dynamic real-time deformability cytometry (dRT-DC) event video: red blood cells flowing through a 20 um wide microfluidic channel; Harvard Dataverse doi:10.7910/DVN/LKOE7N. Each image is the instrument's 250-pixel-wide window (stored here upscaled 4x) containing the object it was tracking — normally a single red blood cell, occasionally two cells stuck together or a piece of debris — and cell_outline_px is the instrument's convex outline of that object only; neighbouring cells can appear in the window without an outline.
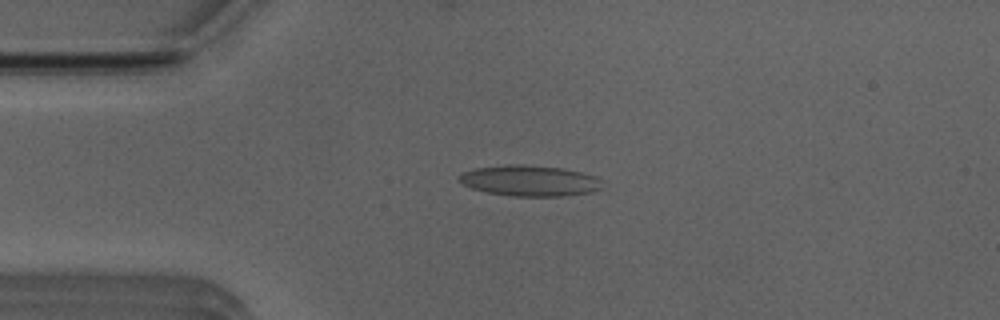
{"species": "Egyptian fruit bat (a non-hibernating species)", "species_latin": "Rousettus aegyptiacus", "temperature_condition": "room temperature", "stored_images_in_passage": 50, "camera_frame_rate_fps": 3000, "um_per_image_px": 0.085, "animal": {"sex": "male"}, "frame": {"image": 1, "passage_image": 10, "time_ms": 3.0, "image_size_px": [1000, 320], "cell_outline_px": [[604, 188], [592, 192], [564, 196], [512, 196], [488, 192], [472, 188], [456, 180], [456, 176], [464, 172], [476, 168], [508, 164], [524, 164], [564, 168], [584, 172], [596, 176], [604, 180]], "centroid_in_image_um": [45.1, 15.35], "position_along_channel_um": 39.9, "area_um2": 26.18}}
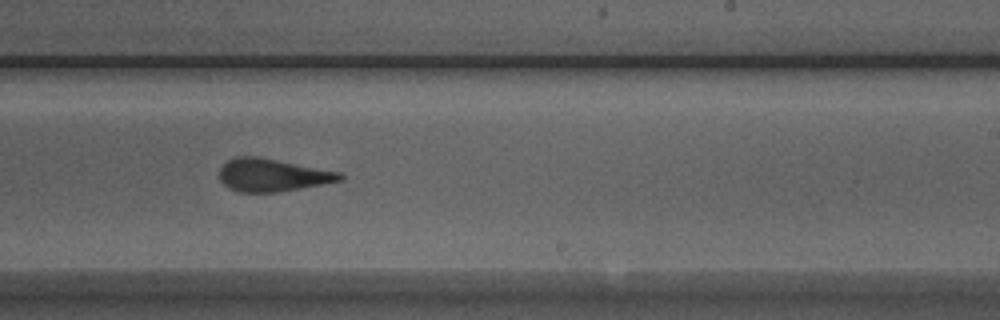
{"frame": {"image": 2, "passage_image": 29, "time_ms": 9.333, "image_size_px": [1000, 320], "cell_outline_px": [[344, 180], [280, 192], [240, 192], [228, 188], [220, 180], [220, 168], [228, 160], [236, 156], [256, 156], [340, 172], [344, 176]], "centroid_in_image_um": [23.15, 14.89], "position_along_channel_um": 265.9, "area_um2": 22.89}}
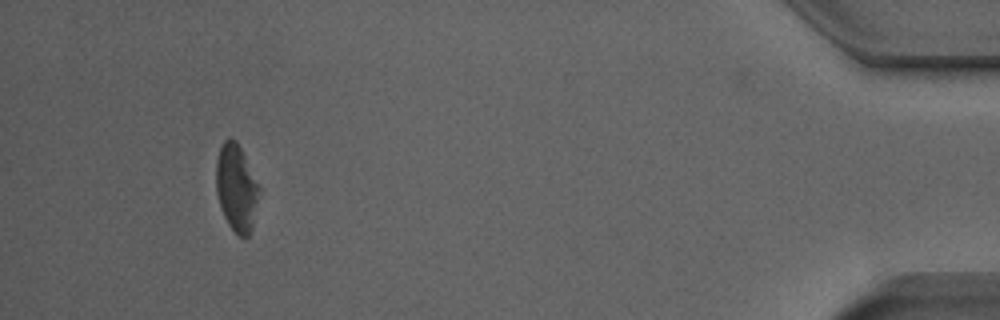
{"frame": {"image": 3, "passage_image": 46, "time_ms": 15.0, "image_size_px": [1000, 320], "cell_outline_px": [[260, 188], [252, 228], [248, 236], [240, 236], [228, 224], [224, 216], [216, 192], [216, 160], [220, 144], [224, 140], [236, 140], [260, 184]], "centroid_in_image_um": [20.09, 15.94], "position_along_channel_um": 415.1, "area_um2": 21.73}, "authors_computed_cell_mechanics": {"area_um2": 23.7269, "velocity_mm_per_s": 3.9341, "shape_relaxation_time_tau1_ms": 6.2493, "shape_relaxation_time_tau2_ms": 1.477, "deformation_change_tau1": 0.1799, "deformation_change_tau2": 0.0958}}